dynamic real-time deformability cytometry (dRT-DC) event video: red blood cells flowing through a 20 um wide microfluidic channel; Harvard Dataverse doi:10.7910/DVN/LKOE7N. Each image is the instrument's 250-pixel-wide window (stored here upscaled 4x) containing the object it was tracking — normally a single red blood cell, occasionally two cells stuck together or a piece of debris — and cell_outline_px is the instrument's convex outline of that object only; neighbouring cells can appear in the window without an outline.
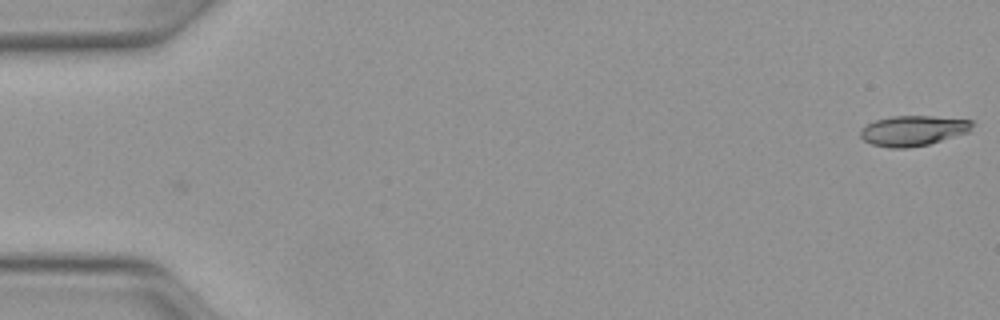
{"species": "Egyptian fruit bat (a non-hibernating species)", "species_latin": "Rousettus aegyptiacus", "temperature_condition": "warm", "stored_images_in_passage": 19, "camera_frame_rate_fps": 3000, "um_per_image_px": 0.085, "animal": {"sex": "female"}, "frame": {"image": 1, "passage_image": 1, "time_ms": 0.0, "image_size_px": [1000, 320], "cell_outline_px": [[976, 124], [968, 132], [928, 144], [908, 148], [888, 148], [872, 144], [864, 140], [860, 136], [860, 128], [864, 124], [876, 120], [892, 116], [932, 116], [972, 120]], "centroid_in_image_um": [77.59, 11.1], "position_along_channel_um": 7.4, "area_um2": 19.83}}
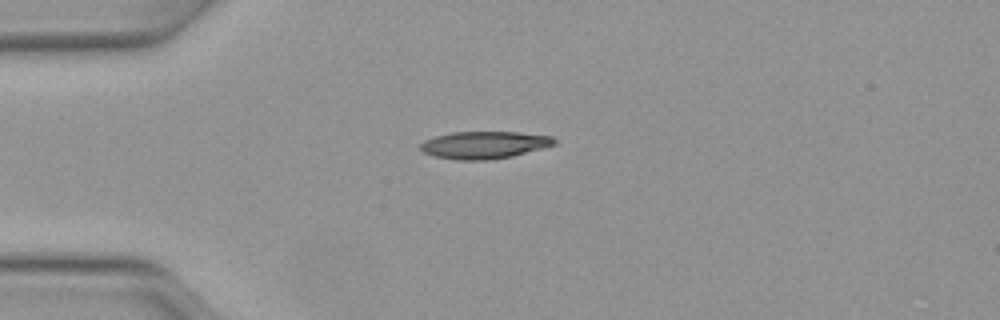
{"frame": {"image": 2, "passage_image": 13, "time_ms": 4.0, "image_size_px": [1000, 320], "cell_outline_px": [[556, 144], [544, 148], [512, 156], [492, 160], [456, 160], [432, 156], [424, 152], [420, 148], [420, 144], [424, 140], [436, 136], [452, 132], [516, 132], [552, 136], [556, 140]], "centroid_in_image_um": [41.16, 12.33], "position_along_channel_um": 43.8, "area_um2": 21.44}}
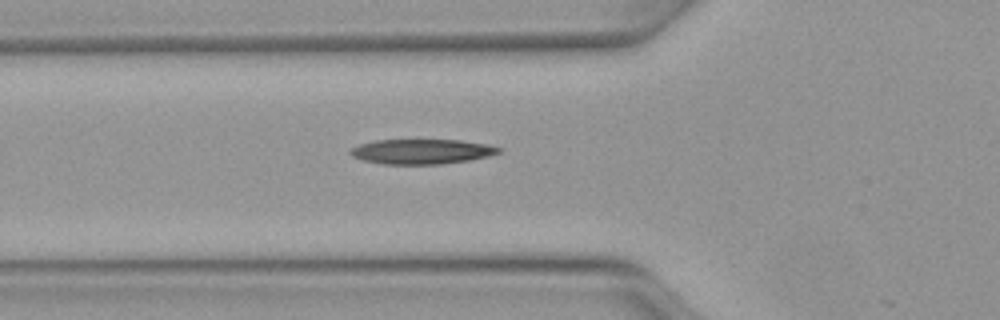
{"frame": {"image": 3, "passage_image": 18, "time_ms": 5.667, "image_size_px": [1000, 320], "cell_outline_px": [[500, 152], [488, 156], [468, 160], [440, 164], [384, 164], [364, 160], [352, 156], [348, 152], [352, 148], [360, 144], [376, 140], [460, 140], [488, 144], [500, 148]], "centroid_in_image_um": [35.83, 12.88], "position_along_channel_um": 90.0, "area_um2": 21.33}}